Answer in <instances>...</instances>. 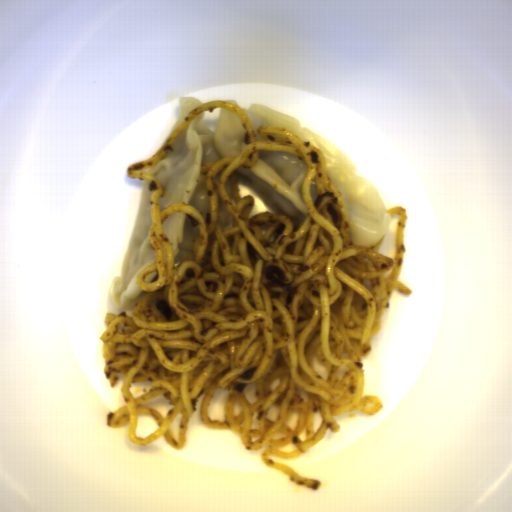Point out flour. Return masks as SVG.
<instances>
[{
    "label": "flour",
    "instance_id": "1",
    "mask_svg": "<svg viewBox=\"0 0 512 512\" xmlns=\"http://www.w3.org/2000/svg\"><path fill=\"white\" fill-rule=\"evenodd\" d=\"M245 145L242 120L231 111L220 108L213 131L206 126L205 111L195 116L179 133L171 152L143 171L163 187L159 213L168 205L192 206L209 228L211 201L201 166L221 157H240Z\"/></svg>",
    "mask_w": 512,
    "mask_h": 512
},
{
    "label": "flour",
    "instance_id": "2",
    "mask_svg": "<svg viewBox=\"0 0 512 512\" xmlns=\"http://www.w3.org/2000/svg\"><path fill=\"white\" fill-rule=\"evenodd\" d=\"M235 105L252 122L255 141L268 140L258 133L259 127L288 129L298 139L311 141L324 156L328 177L339 191L348 215L349 240L355 246L373 247L389 229L387 208L374 183L360 175L341 150L303 126L296 118L250 104L241 109L239 100L225 101Z\"/></svg>",
    "mask_w": 512,
    "mask_h": 512
},
{
    "label": "flour",
    "instance_id": "3",
    "mask_svg": "<svg viewBox=\"0 0 512 512\" xmlns=\"http://www.w3.org/2000/svg\"><path fill=\"white\" fill-rule=\"evenodd\" d=\"M307 162L294 154L278 151L259 152L250 167H240L237 175L251 185L275 213L290 217L297 231L307 209L301 196Z\"/></svg>",
    "mask_w": 512,
    "mask_h": 512
},
{
    "label": "flour",
    "instance_id": "4",
    "mask_svg": "<svg viewBox=\"0 0 512 512\" xmlns=\"http://www.w3.org/2000/svg\"><path fill=\"white\" fill-rule=\"evenodd\" d=\"M151 200L149 184L143 181L122 271L120 275L114 277L109 288L110 299L117 313L125 311L131 317L137 303L148 293L138 284L137 275L144 268L154 264L156 259L155 248L149 234L153 224Z\"/></svg>",
    "mask_w": 512,
    "mask_h": 512
},
{
    "label": "flour",
    "instance_id": "5",
    "mask_svg": "<svg viewBox=\"0 0 512 512\" xmlns=\"http://www.w3.org/2000/svg\"><path fill=\"white\" fill-rule=\"evenodd\" d=\"M175 254L174 268L184 261H196L193 240L199 235V227L186 213H173L161 223Z\"/></svg>",
    "mask_w": 512,
    "mask_h": 512
},
{
    "label": "flour",
    "instance_id": "6",
    "mask_svg": "<svg viewBox=\"0 0 512 512\" xmlns=\"http://www.w3.org/2000/svg\"><path fill=\"white\" fill-rule=\"evenodd\" d=\"M201 104H204V103H203L202 99L198 98V97H194L191 95L179 97L180 114H179L178 124L188 114V112L193 107H196Z\"/></svg>",
    "mask_w": 512,
    "mask_h": 512
}]
</instances>
